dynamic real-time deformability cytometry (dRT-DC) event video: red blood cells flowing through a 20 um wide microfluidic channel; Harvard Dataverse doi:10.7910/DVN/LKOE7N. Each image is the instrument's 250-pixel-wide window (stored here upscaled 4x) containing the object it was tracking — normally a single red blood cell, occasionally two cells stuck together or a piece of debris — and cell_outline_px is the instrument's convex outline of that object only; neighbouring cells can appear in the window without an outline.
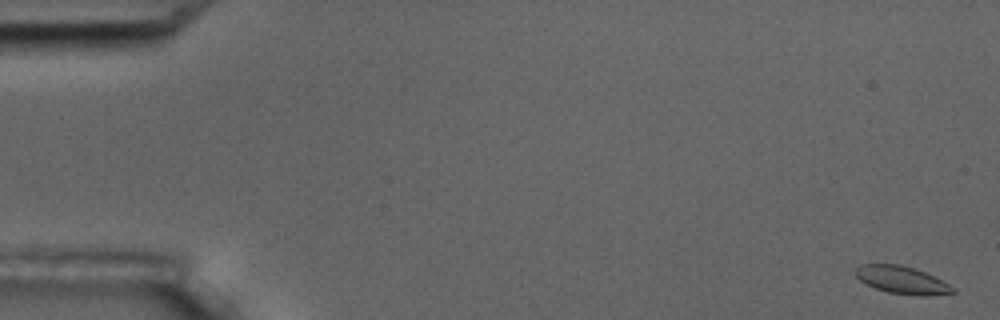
{"species": "common noctule bat (a hibernating species)", "species_latin": "Nyctalus noctula", "temperature_condition": "room temperature", "stored_images_in_passage": 5, "camera_frame_rate_fps": 3000, "um_per_image_px": 0.085, "animal": {"sex": "male", "body_mass_g": 17.5, "forearm_length_mm": 52.3}, "frame": {"image": 1, "passage_image": 1, "time_ms": 0.0, "image_size_px": [1000, 320], "cell_outline_px": [[956, 292], [928, 296], [888, 292], [876, 288], [860, 280], [856, 276], [856, 268], [860, 264], [900, 264], [924, 272], [956, 288]], "centroid_in_image_um": [76.67, 23.79], "position_along_channel_um": 8.3, "area_um2": 15.26}}